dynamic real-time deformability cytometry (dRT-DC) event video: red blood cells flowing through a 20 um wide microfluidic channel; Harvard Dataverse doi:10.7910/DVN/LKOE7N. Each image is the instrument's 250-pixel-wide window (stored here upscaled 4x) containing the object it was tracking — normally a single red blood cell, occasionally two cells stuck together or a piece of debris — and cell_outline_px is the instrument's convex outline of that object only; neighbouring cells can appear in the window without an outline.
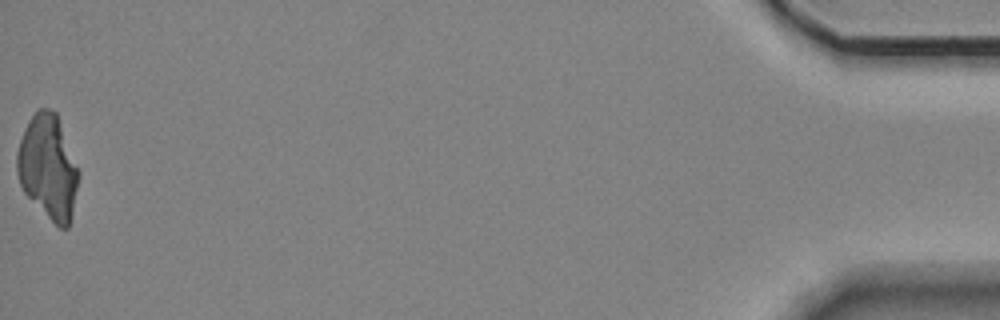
{"species": "Egyptian fruit bat (a non-hibernating species)", "species_latin": "Rousettus aegyptiacus", "temperature_condition": "room temperature", "stored_images_in_passage": 15, "camera_frame_rate_fps": 3000, "um_per_image_px": 0.085, "animal": {"sex": "female"}, "frame": {"image": 1, "passage_image": 15, "time_ms": 4.667, "image_size_px": [1000, 320], "cell_outline_px": [[80, 176], [72, 216], [68, 228], [60, 228], [24, 192], [20, 184], [16, 172], [16, 152], [24, 128], [28, 120], [36, 108], [48, 108], [56, 112], [80, 172]], "centroid_in_image_um": [4.08, 14.16], "position_along_channel_um": 431.1, "area_um2": 37.51}}